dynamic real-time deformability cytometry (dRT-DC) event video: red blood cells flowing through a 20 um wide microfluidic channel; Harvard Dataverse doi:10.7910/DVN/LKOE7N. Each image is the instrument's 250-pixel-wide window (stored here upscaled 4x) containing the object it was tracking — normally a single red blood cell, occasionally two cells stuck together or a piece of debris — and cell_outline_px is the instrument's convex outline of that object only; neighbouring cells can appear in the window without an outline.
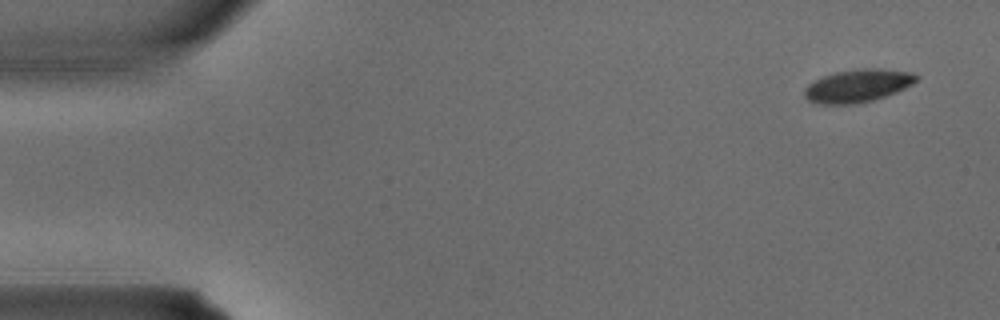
{"species": "common noctule bat (a hibernating species)", "species_latin": "Nyctalus noctula", "temperature_condition": "warm", "stored_images_in_passage": 2, "segment_of_instrument_passage": [2, 2], "camera_frame_rate_fps": 3000, "um_per_image_px": 0.085, "animal": {"sex": "male", "body_mass_g": 15.6}, "frame": {"image": 1, "passage_image": 2, "time_ms": 0.333, "image_size_px": [1000, 320], "cell_outline_px": [[920, 76], [912, 84], [896, 92], [872, 100], [852, 104], [816, 104], [808, 100], [804, 96], [804, 88], [808, 84], [824, 76], [836, 72], [860, 68], [880, 68], [912, 72]], "centroid_in_image_um": [72.9, 7.28], "position_along_channel_um": 12.1, "area_um2": 21.39}}